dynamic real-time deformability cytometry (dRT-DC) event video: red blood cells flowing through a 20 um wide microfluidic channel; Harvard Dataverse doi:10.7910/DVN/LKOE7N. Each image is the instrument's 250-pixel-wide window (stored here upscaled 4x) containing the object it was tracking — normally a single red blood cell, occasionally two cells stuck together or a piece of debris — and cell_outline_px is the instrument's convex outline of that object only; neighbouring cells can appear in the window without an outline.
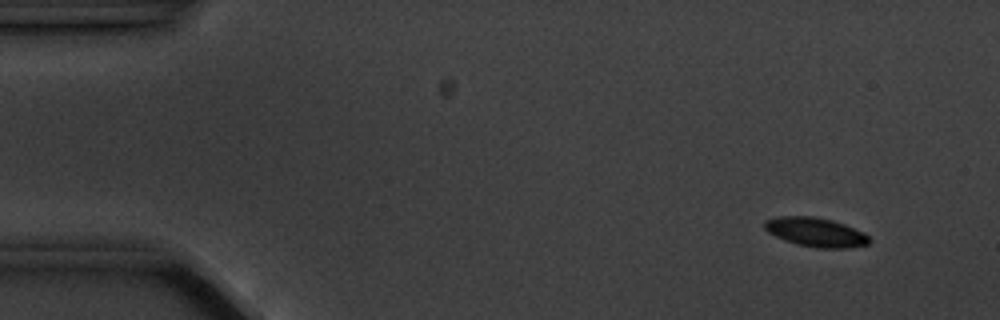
{"species": "common noctule bat (a hibernating species)", "species_latin": "Nyctalus noctula", "temperature_condition": "cold", "stored_images_in_passage": 5, "camera_frame_rate_fps": 3000, "um_per_image_px": 0.085, "animal": {"sex": "male", "body_mass_g": 20.1, "forearm_length_mm": 53.5}, "frame": {"image": 1, "passage_image": 2, "time_ms": 1.333, "image_size_px": [1000, 320], "cell_outline_px": [[872, 240], [868, 244], [848, 248], [816, 248], [796, 244], [784, 240], [768, 232], [764, 228], [764, 220], [776, 216], [812, 216], [832, 220], [844, 224], [864, 232]], "centroid_in_image_um": [69.33, 19.73], "position_along_channel_um": 15.7, "area_um2": 17.92}}
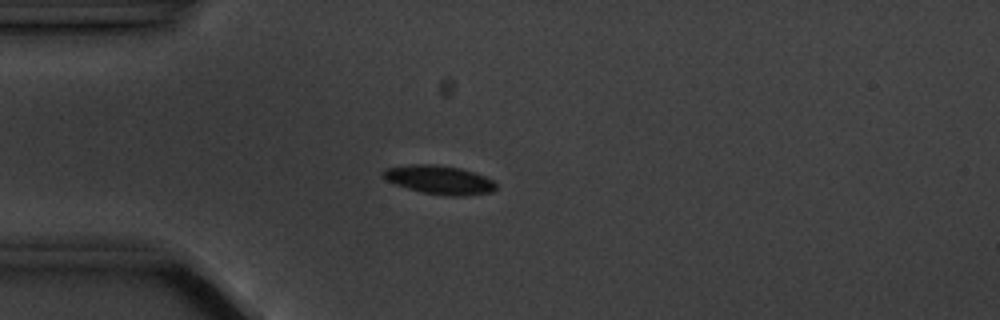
{"frame": {"image": 2, "passage_image": 5, "time_ms": 4.667, "image_size_px": [1000, 320], "cell_outline_px": [[496, 188], [492, 192], [464, 196], [444, 196], [424, 192], [408, 188], [396, 184], [380, 176], [380, 172], [384, 168], [412, 164], [436, 164], [460, 168], [484, 176], [492, 180], [496, 184]], "centroid_in_image_um": [37.31, 15.28], "position_along_channel_um": 47.7, "area_um2": 18.9}}